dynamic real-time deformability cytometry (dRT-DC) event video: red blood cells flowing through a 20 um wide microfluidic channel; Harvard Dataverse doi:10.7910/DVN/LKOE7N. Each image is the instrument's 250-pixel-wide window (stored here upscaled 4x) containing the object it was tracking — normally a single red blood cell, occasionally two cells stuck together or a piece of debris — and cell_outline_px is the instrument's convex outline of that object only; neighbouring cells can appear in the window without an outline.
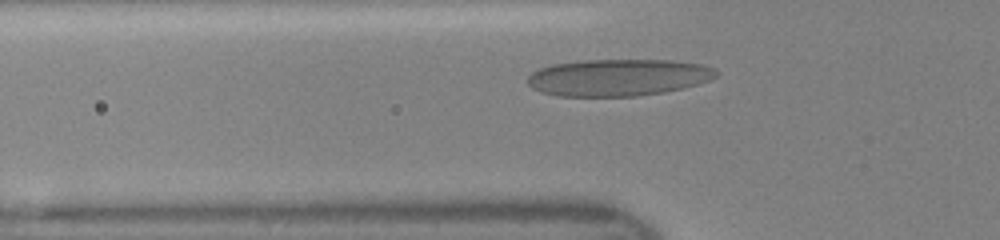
{"species": "human", "species_latin": "Homo sapiens", "temperature_condition": "room temperature", "stored_images_in_passage": 34, "camera_frame_rate_fps": 3000, "um_per_image_px": 0.085, "donor": {"sex": "female"}, "frame": {"image": 1, "passage_image": 7, "time_ms": 2.0, "image_size_px": [1000, 240], "cell_outline_px": [[720, 72], [716, 76], [708, 80], [684, 88], [664, 92], [636, 96], [556, 96], [540, 92], [532, 88], [528, 84], [528, 76], [532, 72], [540, 68], [552, 64], [584, 60], [672, 60], [700, 64], [716, 68]], "centroid_in_image_um": [52.54, 6.58], "position_along_channel_um": 73.3, "area_um2": 40.69}}
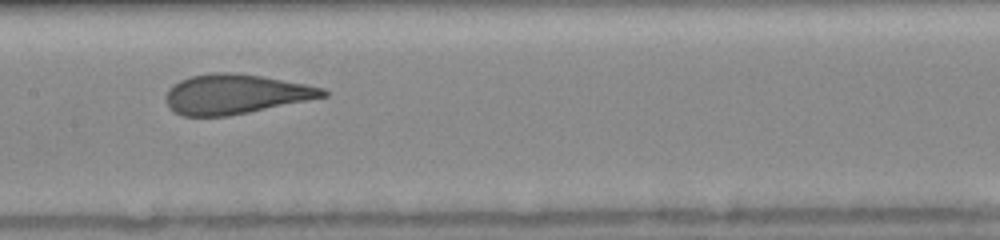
{"frame": {"image": 2, "passage_image": 15, "time_ms": 4.667, "image_size_px": [1000, 240], "cell_outline_px": [[328, 96], [228, 116], [184, 116], [176, 112], [164, 100], [164, 96], [168, 88], [172, 84], [180, 80], [192, 76], [212, 72], [236, 72], [264, 76], [324, 88], [328, 92]], "centroid_in_image_um": [19.99, 7.98], "position_along_channel_um": 187.4, "area_um2": 36.3}}
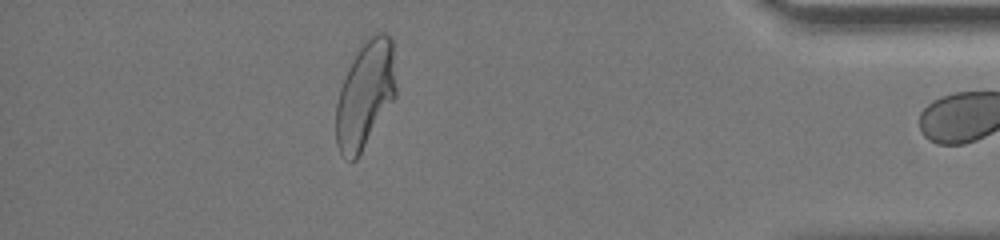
{"frame": {"image": 3, "passage_image": 33, "time_ms": 10.667, "image_size_px": [1000, 240], "cell_outline_px": [[396, 96], [356, 160], [352, 160], [340, 152], [336, 144], [336, 104], [340, 88], [348, 68], [360, 40], [376, 32], [384, 32], [392, 36], [396, 88]], "centroid_in_image_um": [31.05, 7.94], "position_along_channel_um": 404.2, "area_um2": 37.69}}